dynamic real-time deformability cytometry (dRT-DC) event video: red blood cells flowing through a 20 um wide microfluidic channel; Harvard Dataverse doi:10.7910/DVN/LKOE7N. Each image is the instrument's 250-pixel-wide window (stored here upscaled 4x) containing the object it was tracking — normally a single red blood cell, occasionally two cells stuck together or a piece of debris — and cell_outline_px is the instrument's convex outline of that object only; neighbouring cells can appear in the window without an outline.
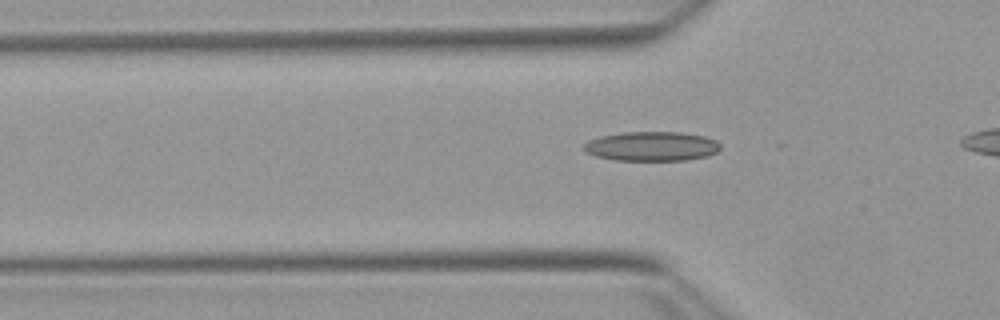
{"species": "Egyptian fruit bat (a non-hibernating species)", "species_latin": "Rousettus aegyptiacus", "temperature_condition": "warm", "stored_images_in_passage": 36, "camera_frame_rate_fps": 3000, "um_per_image_px": 0.085, "animal": {"sex": "female"}, "frame": {"image": 1, "passage_image": 8, "time_ms": 2.333, "image_size_px": [1000, 320], "cell_outline_px": [[720, 148], [716, 152], [708, 156], [688, 160], [616, 160], [596, 156], [584, 152], [580, 148], [588, 140], [600, 136], [624, 132], [680, 132], [704, 136], [716, 140], [720, 144]], "centroid_in_image_um": [55.36, 12.43], "position_along_channel_um": 70.4, "area_um2": 23.58}}
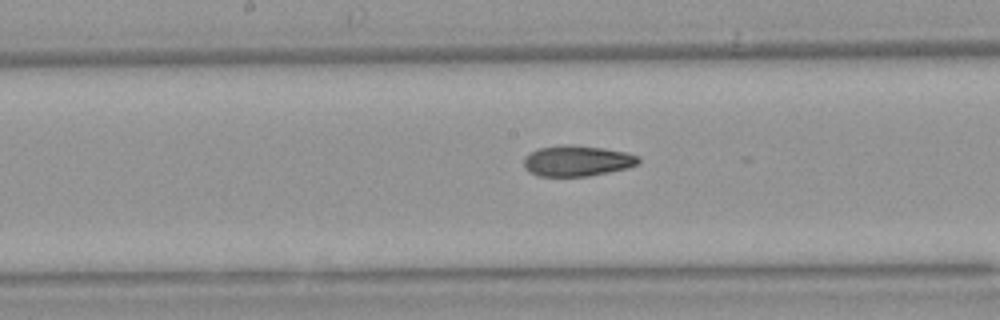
{"frame": {"image": 2, "passage_image": 18, "time_ms": 5.667, "image_size_px": [1000, 320], "cell_outline_px": [[640, 164], [628, 168], [588, 176], [536, 176], [528, 172], [524, 168], [524, 156], [540, 148], [564, 144], [572, 144], [604, 148], [624, 152], [640, 156]], "centroid_in_image_um": [49.06, 13.67], "position_along_channel_um": 199.1, "area_um2": 20.75}}
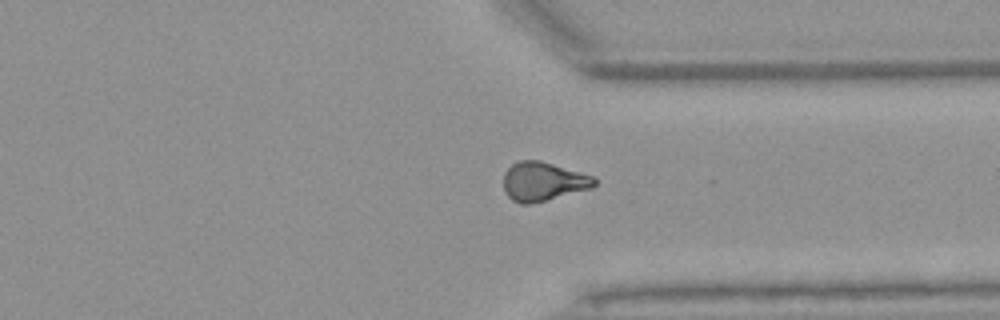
{"frame": {"image": 3, "passage_image": 31, "time_ms": 10.0, "image_size_px": [1000, 320], "cell_outline_px": [[596, 184], [592, 188], [528, 204], [520, 204], [512, 200], [508, 196], [504, 188], [504, 172], [512, 164], [520, 160], [540, 160], [592, 176], [596, 180]], "centroid_in_image_um": [46.14, 15.42], "position_along_channel_um": 365.3, "area_um2": 20.29}, "authors_computed_cell_mechanics": {"area_um2": 20.7213, "velocity_mm_per_s": 3.847, "shape_relaxation_time_tau1_ms": 7.7882, "shape_relaxation_time_tau2_ms": 2.3603, "deformation_change_tau1": 0.1957, "deformation_change_tau2": 0.0815}}